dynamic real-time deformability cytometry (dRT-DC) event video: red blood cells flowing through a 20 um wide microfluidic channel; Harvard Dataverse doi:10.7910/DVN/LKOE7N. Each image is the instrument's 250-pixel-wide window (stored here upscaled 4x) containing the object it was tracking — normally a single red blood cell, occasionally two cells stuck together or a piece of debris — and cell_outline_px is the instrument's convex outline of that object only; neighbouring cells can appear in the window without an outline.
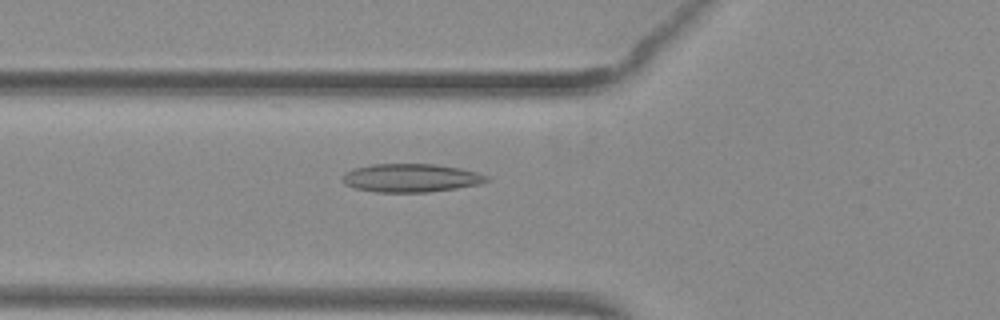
{"species": "common noctule bat (a hibernating species)", "species_latin": "Nyctalus noctula", "temperature_condition": "warm", "stored_images_in_passage": 47, "camera_frame_rate_fps": 3000, "um_per_image_px": 0.085, "animal": {"sex": "female", "body_mass_g": 29.2, "forearm_length_mm": 56.3}, "frame": {"image": 1, "passage_image": 14, "time_ms": 4.333, "image_size_px": [1000, 320], "cell_outline_px": [[488, 180], [480, 184], [456, 188], [428, 192], [376, 192], [356, 188], [344, 184], [340, 180], [344, 172], [352, 168], [372, 164], [436, 164], [460, 168], [476, 172], [488, 176]], "centroid_in_image_um": [34.88, 15.12], "position_along_channel_um": 90.9, "area_um2": 23.93}}
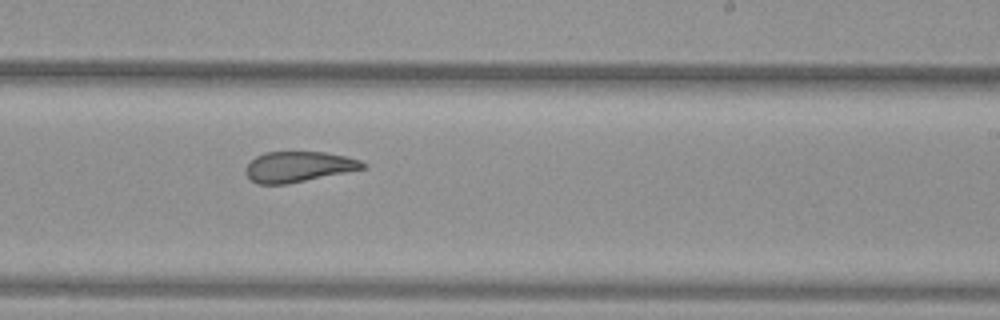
{"frame": {"image": 2, "passage_image": 27, "time_ms": 8.667, "image_size_px": [1000, 320], "cell_outline_px": [[368, 168], [288, 184], [256, 184], [248, 180], [244, 172], [244, 168], [256, 156], [264, 152], [324, 152], [344, 156], [360, 160], [368, 164]], "centroid_in_image_um": [25.35, 14.19], "position_along_channel_um": 263.6, "area_um2": 21.15}}
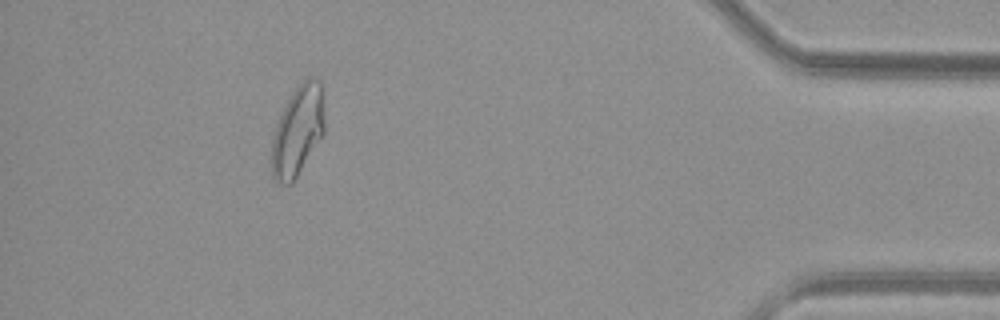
{"frame": {"image": 3, "passage_image": 42, "time_ms": 13.667, "image_size_px": [1000, 320], "cell_outline_px": [[324, 132], [292, 184], [280, 184], [272, 180], [272, 136], [276, 124], [288, 96], [308, 76], [312, 76], [320, 80], [324, 120]], "centroid_in_image_um": [25.28, 11.12], "position_along_channel_um": 409.9, "area_um2": 27.69}, "authors_computed_cell_mechanics": {"area_um2": 24.1026, "velocity_mm_per_s": 3.9854, "shape_relaxation_time_tau1_ms": null, "shape_relaxation_time_tau2_ms": 1.7971, "deformation_change_tau1": null, "deformation_change_tau2": 0.0906}}